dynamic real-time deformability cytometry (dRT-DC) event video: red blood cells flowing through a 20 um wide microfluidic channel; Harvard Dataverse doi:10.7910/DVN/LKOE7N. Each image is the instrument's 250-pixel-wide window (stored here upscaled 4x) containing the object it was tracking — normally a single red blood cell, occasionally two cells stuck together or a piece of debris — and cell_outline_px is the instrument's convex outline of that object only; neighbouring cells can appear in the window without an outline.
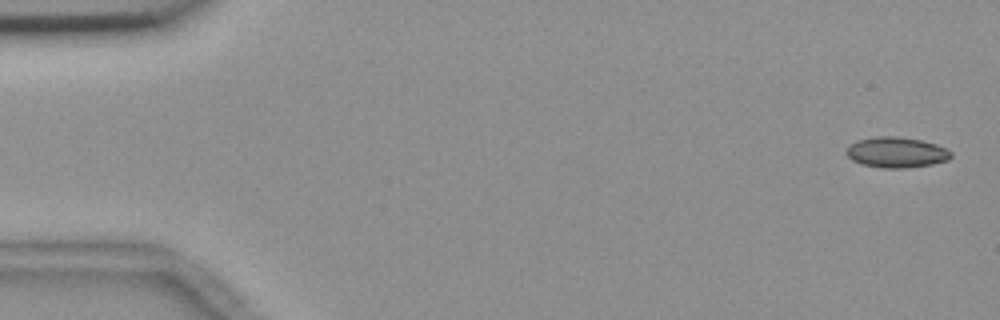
{"species": "common noctule bat (a hibernating species)", "species_latin": "Nyctalus noctula", "temperature_condition": "room temperature", "stored_images_in_passage": 51, "camera_frame_rate_fps": 3000, "um_per_image_px": 0.085, "animal": {"sex": "female", "body_mass_g": 18.4}, "frame": {"image": 1, "passage_image": 1, "time_ms": 0.0, "image_size_px": [1000, 320], "cell_outline_px": [[952, 156], [948, 160], [932, 164], [904, 168], [880, 168], [860, 164], [852, 160], [844, 152], [856, 140], [876, 136], [896, 136], [924, 140], [936, 144], [952, 152]], "centroid_in_image_um": [76.19, 12.95], "position_along_channel_um": 8.8, "area_um2": 18.79}}
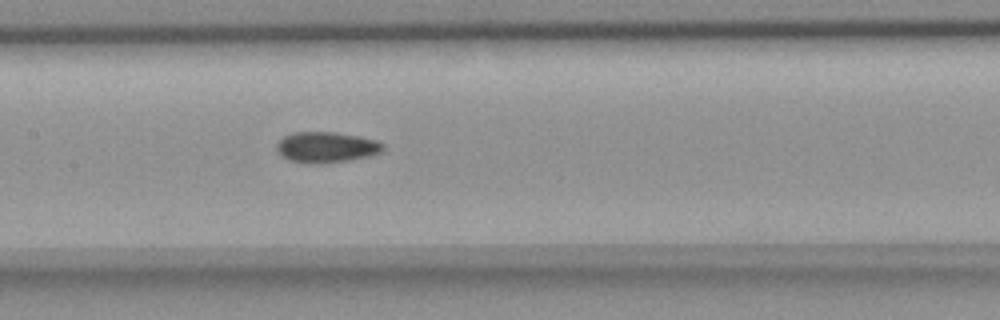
{"frame": {"image": 2, "passage_image": 26, "time_ms": 8.333, "image_size_px": [1000, 320], "cell_outline_px": [[384, 148], [380, 152], [368, 156], [348, 160], [320, 164], [316, 164], [288, 160], [276, 148], [276, 144], [284, 136], [292, 132], [336, 132], [376, 140], [384, 144]], "centroid_in_image_um": [27.73, 12.51], "position_along_channel_um": 179.7, "area_um2": 18.84}}
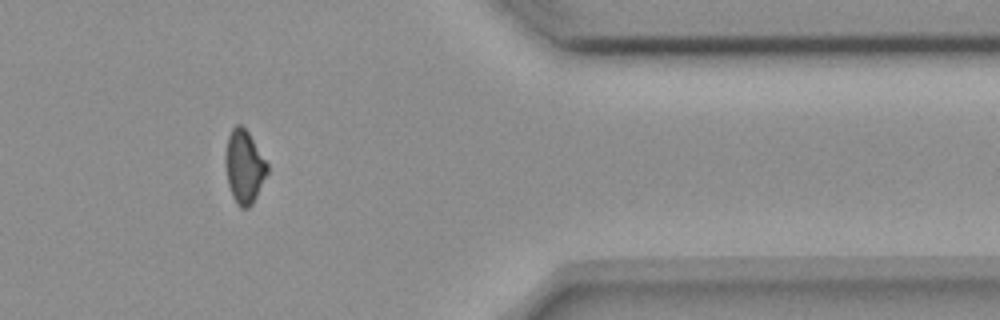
{"frame": {"image": 3, "passage_image": 45, "time_ms": 14.667, "image_size_px": [1000, 320], "cell_outline_px": [[268, 172], [252, 204], [248, 208], [240, 208], [236, 204], [232, 196], [228, 184], [224, 160], [228, 136], [232, 128], [236, 124], [240, 124], [248, 132], [268, 164]], "centroid_in_image_um": [20.74, 14.18], "position_along_channel_um": 390.7, "area_um2": 17.8}, "authors_computed_cell_mechanics": {"area_um2": 18.5538, "velocity_mm_per_s": 3.6792, "shape_relaxation_time_tau1_ms": null, "shape_relaxation_time_tau2_ms": 3.3027, "deformation_change_tau1": null, "deformation_change_tau2": 0.0756}}